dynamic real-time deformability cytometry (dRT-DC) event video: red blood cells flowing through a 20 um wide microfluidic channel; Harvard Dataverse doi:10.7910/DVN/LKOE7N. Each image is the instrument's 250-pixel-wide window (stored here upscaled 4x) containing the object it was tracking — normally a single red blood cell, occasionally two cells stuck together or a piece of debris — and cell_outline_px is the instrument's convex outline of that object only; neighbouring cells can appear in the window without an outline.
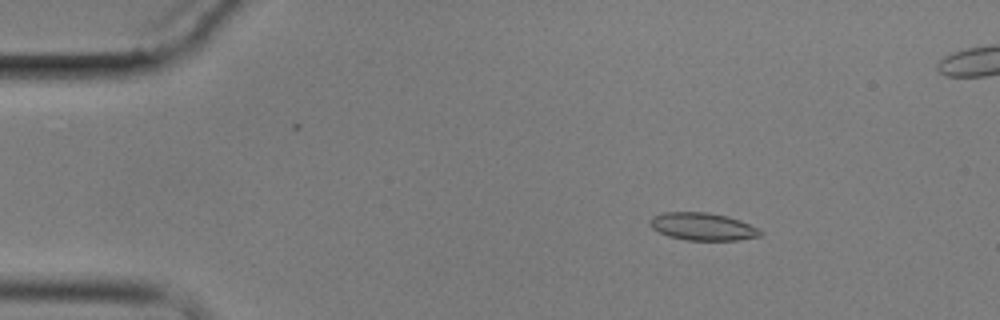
{"species": "common noctule bat (a hibernating species)", "species_latin": "Nyctalus noctula", "temperature_condition": "cold", "stored_images_in_passage": 5, "camera_frame_rate_fps": 3000, "um_per_image_px": 0.085, "animal": {"sex": "male", "body_mass_g": 17.9}, "frame": {"image": 1, "passage_image": 2, "time_ms": 1.667, "image_size_px": [1000, 320], "cell_outline_px": [[764, 232], [760, 236], [740, 240], [688, 240], [668, 236], [652, 228], [648, 224], [652, 216], [664, 212], [704, 212], [728, 216], [740, 220]], "centroid_in_image_um": [59.71, 19.26], "position_along_channel_um": 25.3, "area_um2": 17.69}}